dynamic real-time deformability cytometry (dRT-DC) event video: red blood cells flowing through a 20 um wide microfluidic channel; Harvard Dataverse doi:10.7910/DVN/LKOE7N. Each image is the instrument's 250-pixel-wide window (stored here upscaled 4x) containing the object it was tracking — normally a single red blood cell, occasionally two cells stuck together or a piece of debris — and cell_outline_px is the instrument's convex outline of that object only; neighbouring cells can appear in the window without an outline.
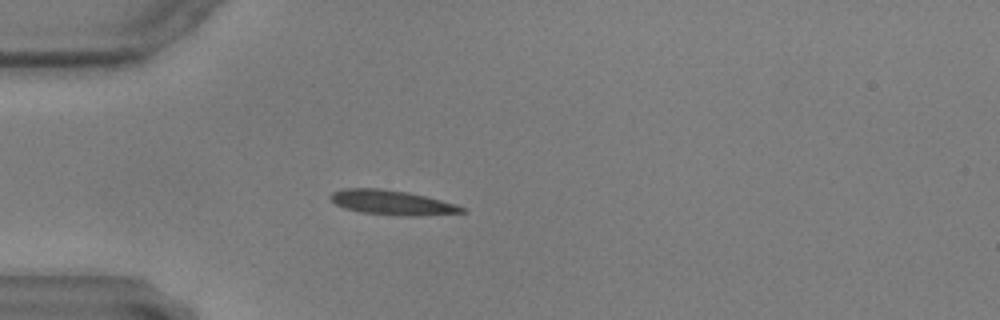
{"species": "common noctule bat (a hibernating species)", "species_latin": "Nyctalus noctula", "temperature_condition": "warm", "stored_images_in_passage": 57, "camera_frame_rate_fps": 3000, "um_per_image_px": 0.085, "animal": {"sex": "male", "body_mass_g": 17.9, "forearm_length_mm": 54.2}, "frame": {"image": 1, "passage_image": 17, "time_ms": 5.333, "image_size_px": [1000, 320], "cell_outline_px": [[468, 212], [420, 216], [408, 216], [360, 212], [344, 208], [336, 204], [328, 196], [332, 192], [344, 188], [376, 188], [408, 192], [456, 204], [464, 208]], "centroid_in_image_um": [33.31, 17.22], "position_along_channel_um": 51.7, "area_um2": 18.79}}
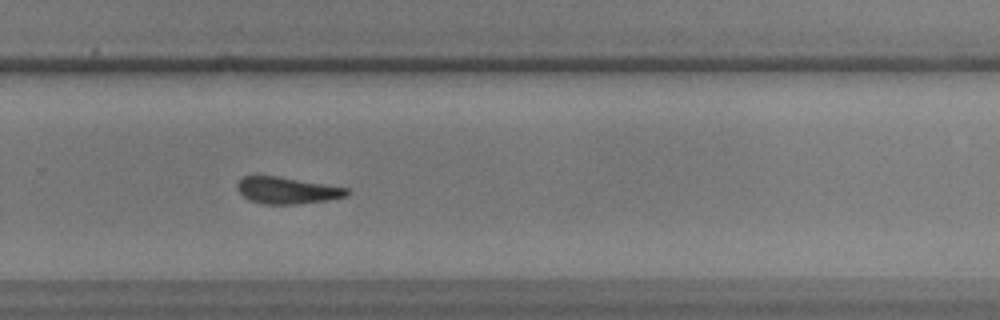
{"frame": {"image": 2, "passage_image": 40, "time_ms": 13.0, "image_size_px": [1000, 320], "cell_outline_px": [[348, 196], [324, 200], [296, 204], [264, 204], [248, 200], [236, 188], [236, 184], [244, 176], [256, 172], [348, 188]], "centroid_in_image_um": [24.3, 16.14], "position_along_channel_um": 305.5, "area_um2": 17.4}}
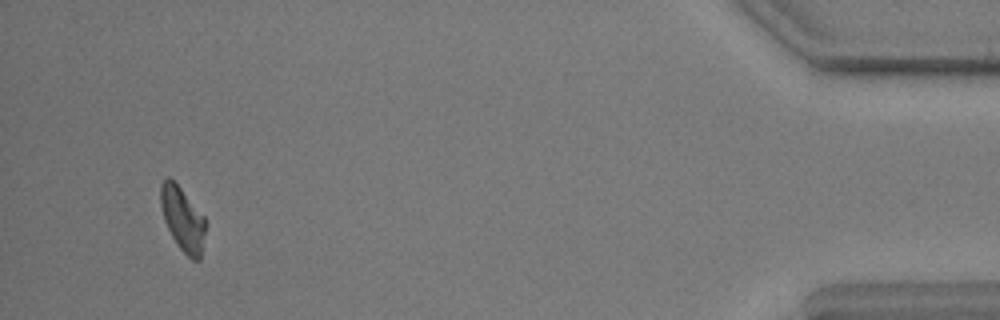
{"frame": {"image": 3, "passage_image": 56, "time_ms": 18.333, "image_size_px": [1000, 320], "cell_outline_px": [[204, 232], [200, 260], [192, 260], [180, 248], [172, 236], [164, 220], [160, 204], [160, 184], [164, 176], [168, 176], [180, 188], [204, 216]], "centroid_in_image_um": [15.48, 18.58], "position_along_channel_um": 419.7, "area_um2": 16.36}}